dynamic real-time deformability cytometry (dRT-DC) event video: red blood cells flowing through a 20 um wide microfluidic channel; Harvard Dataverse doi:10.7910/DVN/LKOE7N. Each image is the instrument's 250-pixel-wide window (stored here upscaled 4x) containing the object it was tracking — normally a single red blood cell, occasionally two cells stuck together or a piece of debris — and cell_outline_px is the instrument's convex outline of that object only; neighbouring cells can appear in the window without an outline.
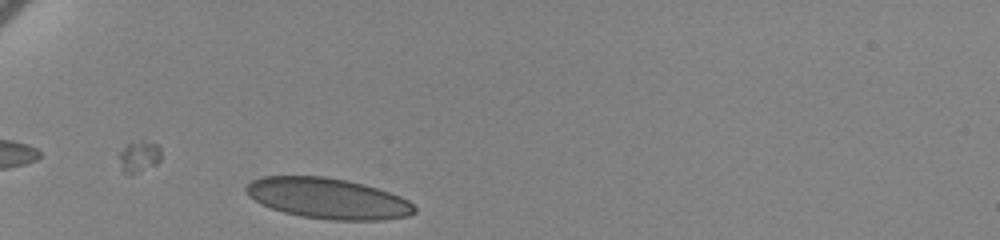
{"species": "human", "species_latin": "Homo sapiens", "temperature_condition": "cold", "stored_images_in_passage": 21, "camera_frame_rate_fps": 3000, "um_per_image_px": 0.085, "donor": {"sex": "female"}, "frame": {"image": 1, "passage_image": 1, "time_ms": 0.0, "image_size_px": [1000, 240], "cell_outline_px": [[416, 212], [408, 216], [384, 220], [332, 220], [300, 216], [284, 212], [272, 208], [248, 196], [244, 192], [244, 188], [252, 180], [264, 176], [324, 176], [364, 184], [400, 196], [408, 200], [416, 208]], "centroid_in_image_um": [27.87, 16.87], "position_along_channel_um": 57.1, "area_um2": 39.77}}
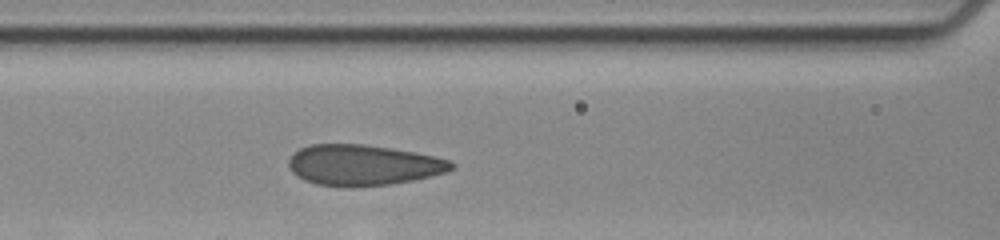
{"frame": {"image": 2, "passage_image": 10, "time_ms": 3.0, "image_size_px": [1000, 240], "cell_outline_px": [[456, 164], [448, 172], [432, 176], [412, 180], [388, 184], [352, 188], [344, 188], [316, 184], [304, 180], [296, 176], [288, 168], [288, 160], [300, 148], [312, 144], [364, 144], [412, 152], [432, 156], [448, 160]], "centroid_in_image_um": [30.82, 14.05], "position_along_channel_um": 135.8, "area_um2": 38.67}}
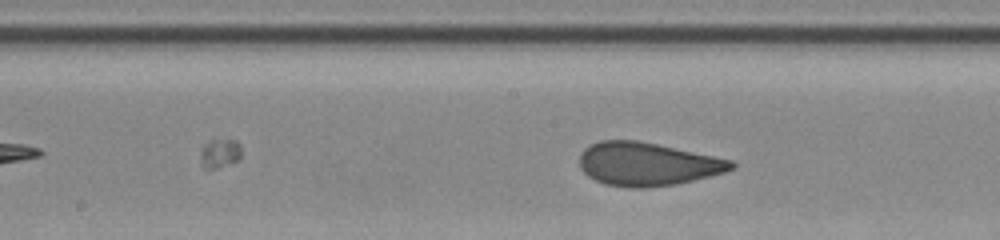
{"frame": {"image": 3, "passage_image": 15, "time_ms": 4.667, "image_size_px": [1000, 240], "cell_outline_px": [[736, 168], [724, 172], [676, 184], [644, 188], [628, 188], [604, 184], [588, 176], [580, 168], [580, 152], [584, 148], [600, 140], [636, 140], [656, 144], [732, 160], [736, 164]], "centroid_in_image_um": [54.99, 13.95], "position_along_channel_um": 193.2, "area_um2": 38.15}}